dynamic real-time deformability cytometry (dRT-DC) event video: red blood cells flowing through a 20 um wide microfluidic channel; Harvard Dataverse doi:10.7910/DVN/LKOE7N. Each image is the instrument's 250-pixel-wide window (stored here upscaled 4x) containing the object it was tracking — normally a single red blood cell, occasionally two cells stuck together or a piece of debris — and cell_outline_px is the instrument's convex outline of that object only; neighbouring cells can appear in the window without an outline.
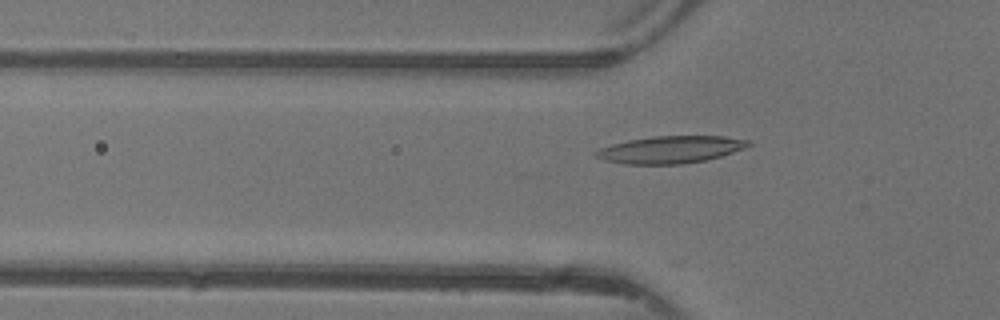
{"species": "common noctule bat (a hibernating species)", "species_latin": "Nyctalus noctula", "temperature_condition": "warm", "stored_images_in_passage": 46, "camera_frame_rate_fps": 3000, "um_per_image_px": 0.085, "animal": {"sex": "female"}, "frame": {"image": 1, "passage_image": 14, "time_ms": 4.333, "image_size_px": [1000, 320], "cell_outline_px": [[752, 144], [744, 148], [708, 160], [680, 164], [624, 164], [604, 160], [592, 156], [592, 152], [600, 148], [612, 144], [628, 140], [652, 136], [724, 136], [752, 140]], "centroid_in_image_um": [56.97, 12.71], "position_along_channel_um": 68.8, "area_um2": 24.39}}
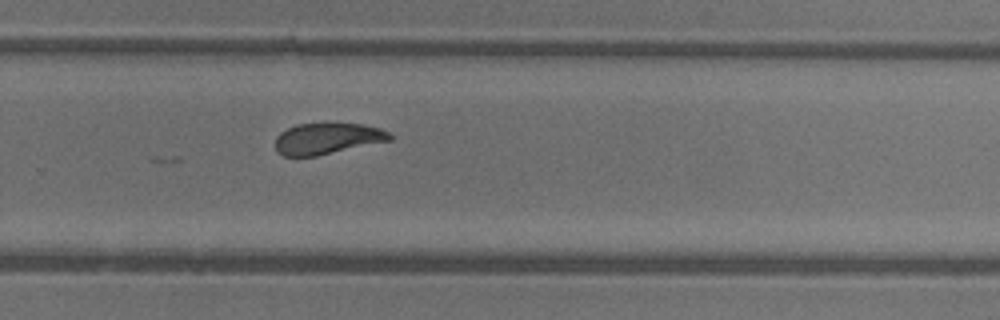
{"frame": {"image": 2, "passage_image": 30, "time_ms": 9.667, "image_size_px": [1000, 320], "cell_outline_px": [[392, 140], [316, 156], [284, 156], [276, 152], [276, 136], [280, 132], [296, 124], [328, 120], [360, 124], [380, 128], [388, 132], [392, 136]], "centroid_in_image_um": [27.8, 11.73], "position_along_channel_um": 302.0, "area_um2": 21.56}}
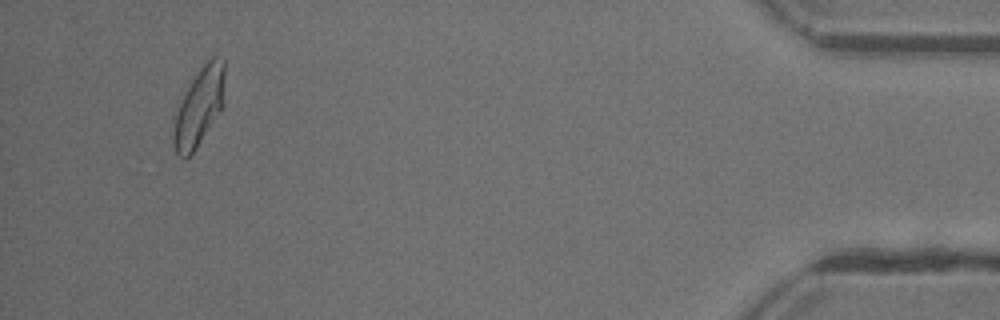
{"frame": {"image": 3, "passage_image": 43, "time_ms": 14.0, "image_size_px": [1000, 320], "cell_outline_px": [[224, 104], [196, 148], [184, 160], [176, 152], [172, 140], [172, 136], [176, 116], [180, 104], [192, 80], [200, 68], [212, 56], [216, 56], [224, 60]], "centroid_in_image_um": [16.94, 9.08], "position_along_channel_um": 418.3, "area_um2": 22.66}}